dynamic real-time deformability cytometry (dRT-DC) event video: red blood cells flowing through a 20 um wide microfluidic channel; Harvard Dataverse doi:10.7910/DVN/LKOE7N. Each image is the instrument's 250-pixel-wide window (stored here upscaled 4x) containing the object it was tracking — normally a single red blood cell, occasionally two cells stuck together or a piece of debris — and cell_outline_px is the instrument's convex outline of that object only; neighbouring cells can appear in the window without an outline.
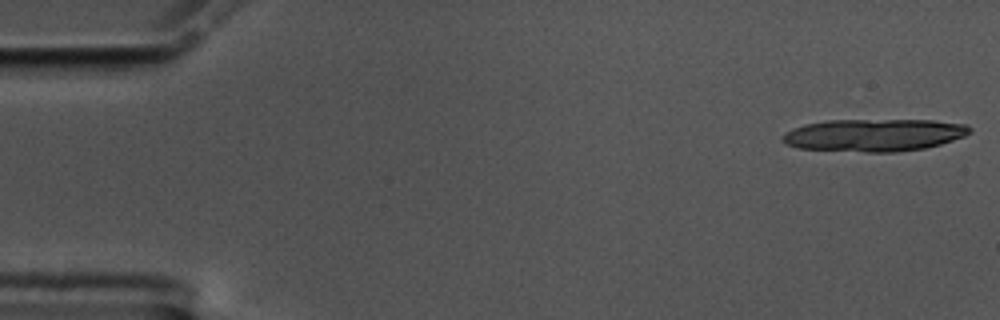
{"species": "common noctule bat (a hibernating species)", "species_latin": "Nyctalus noctula", "temperature_condition": "cold", "stored_images_in_passage": 18, "camera_frame_rate_fps": 3000, "um_per_image_px": 0.085, "animal": {"sex": "male", "body_mass_g": 17.5, "forearm_length_mm": 52.3}, "frame": {"image": 1, "passage_image": 1, "time_ms": 0.0, "image_size_px": [1000, 320], "cell_outline_px": [[972, 132], [964, 136], [940, 144], [924, 148], [896, 152], [864, 152], [800, 148], [784, 144], [780, 136], [784, 132], [792, 128], [804, 124], [828, 120], [932, 120], [968, 124], [972, 128]], "centroid_in_image_um": [74.28, 11.47], "position_along_channel_um": 10.7, "area_um2": 35.66}}